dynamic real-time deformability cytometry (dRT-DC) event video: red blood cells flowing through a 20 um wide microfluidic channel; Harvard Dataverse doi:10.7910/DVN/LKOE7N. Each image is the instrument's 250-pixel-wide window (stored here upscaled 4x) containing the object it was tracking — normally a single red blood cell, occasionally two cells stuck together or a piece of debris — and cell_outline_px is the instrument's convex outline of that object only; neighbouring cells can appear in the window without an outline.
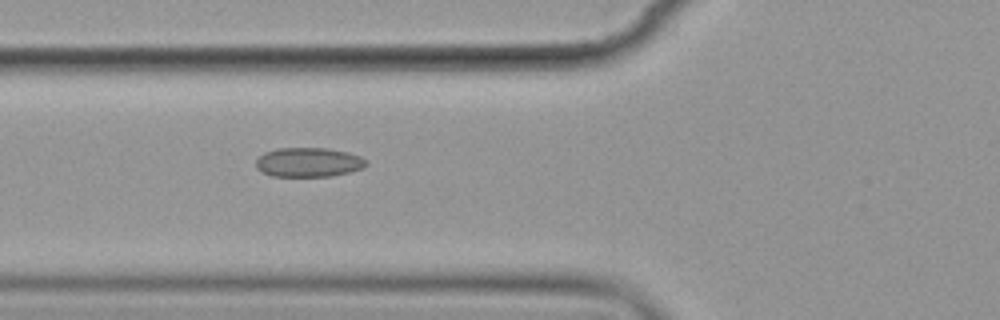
{"species": "common noctule bat (a hibernating species)", "species_latin": "Nyctalus noctula", "temperature_condition": "cold", "stored_images_in_passage": 6, "camera_frame_rate_fps": 3000, "um_per_image_px": 0.085, "animal": {"sex": "female", "body_mass_g": 19.9}, "frame": {"image": 1, "passage_image": 6, "time_ms": 6.667, "image_size_px": [1000, 320], "cell_outline_px": [[368, 164], [364, 168], [332, 176], [272, 176], [256, 168], [256, 160], [264, 152], [280, 148], [328, 148], [348, 152], [360, 156], [368, 160]], "centroid_in_image_um": [26.26, 13.79], "position_along_channel_um": 99.5, "area_um2": 18.9}}